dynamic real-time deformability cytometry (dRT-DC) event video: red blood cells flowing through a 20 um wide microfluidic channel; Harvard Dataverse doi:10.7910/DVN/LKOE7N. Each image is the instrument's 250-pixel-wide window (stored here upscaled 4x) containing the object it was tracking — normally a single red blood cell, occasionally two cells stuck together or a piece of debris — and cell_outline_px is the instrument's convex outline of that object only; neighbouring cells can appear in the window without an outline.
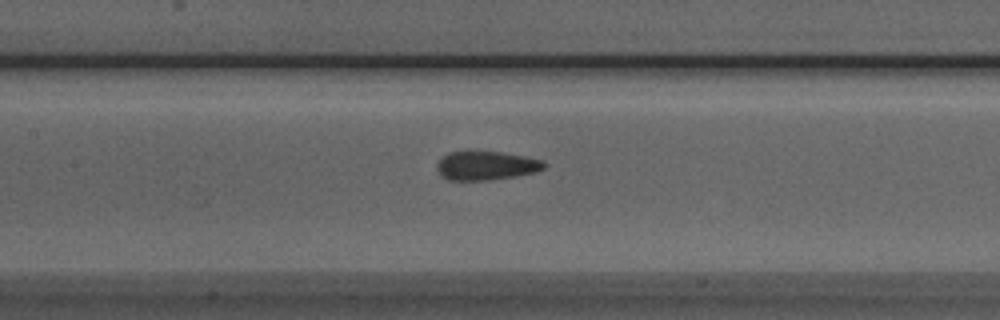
{"species": "Egyptian fruit bat (a non-hibernating species)", "species_latin": "Rousettus aegyptiacus", "temperature_condition": "room temperature", "stored_images_in_passage": 14, "camera_frame_rate_fps": 3000, "um_per_image_px": 0.085, "animal": {"sex": "male"}, "frame": {"image": 1, "passage_image": 12, "time_ms": 3.667, "image_size_px": [1000, 320], "cell_outline_px": [[548, 164], [544, 168], [536, 172], [516, 176], [488, 180], [448, 180], [440, 176], [436, 168], [436, 164], [440, 156], [448, 152], [500, 152], [524, 156], [544, 160]], "centroid_in_image_um": [41.3, 14.08], "position_along_channel_um": 166.1, "area_um2": 18.21}}